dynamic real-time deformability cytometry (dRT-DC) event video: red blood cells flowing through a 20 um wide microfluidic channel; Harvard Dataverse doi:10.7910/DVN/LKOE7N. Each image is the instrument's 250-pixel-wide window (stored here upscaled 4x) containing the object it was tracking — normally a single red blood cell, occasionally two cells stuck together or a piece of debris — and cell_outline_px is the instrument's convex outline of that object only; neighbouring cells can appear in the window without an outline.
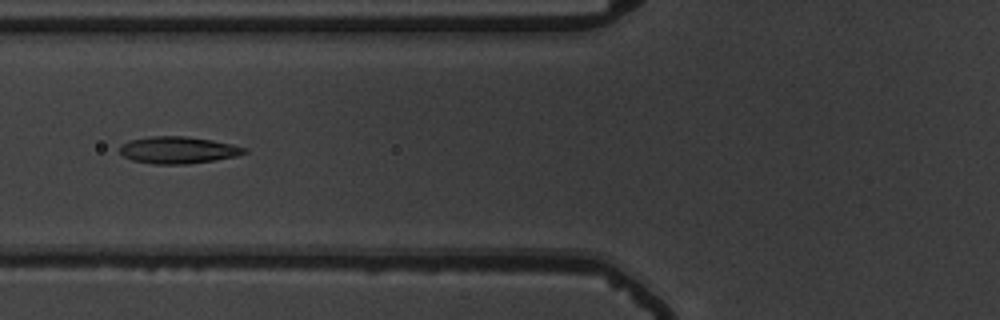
{"species": "common noctule bat (a hibernating species)", "species_latin": "Nyctalus noctula", "temperature_condition": "warm", "stored_images_in_passage": 43, "camera_frame_rate_fps": 3000, "um_per_image_px": 0.085, "animal": {"sex": "male", "body_mass_g": 19.5, "forearm_length_mm": 54.6}, "frame": {"image": 1, "passage_image": 10, "time_ms": 3.0, "image_size_px": [1000, 320], "cell_outline_px": [[248, 152], [236, 156], [188, 164], [152, 164], [132, 160], [124, 156], [120, 152], [120, 144], [128, 140], [152, 136], [184, 136], [212, 140], [232, 144], [248, 148]], "centroid_in_image_um": [15.12, 12.75], "position_along_channel_um": 110.7, "area_um2": 19.59}}
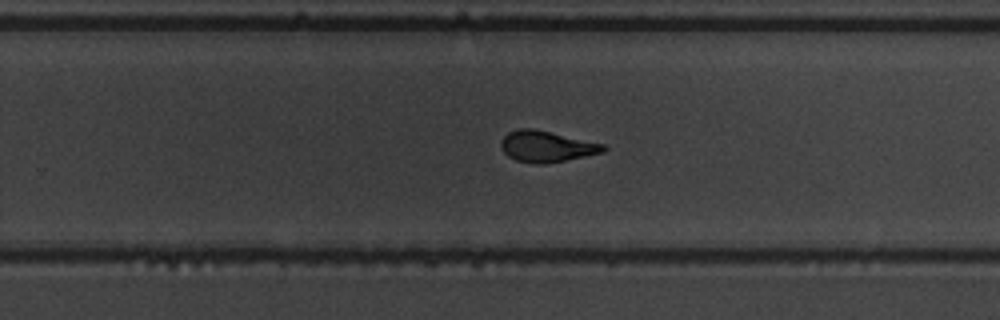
{"frame": {"image": 2, "passage_image": 24, "time_ms": 7.667, "image_size_px": [1000, 320], "cell_outline_px": [[608, 148], [604, 152], [544, 164], [536, 164], [516, 160], [508, 156], [504, 152], [500, 144], [500, 140], [508, 132], [520, 128], [532, 128], [604, 144]], "centroid_in_image_um": [46.43, 12.44], "position_along_channel_um": 283.4, "area_um2": 18.38}}
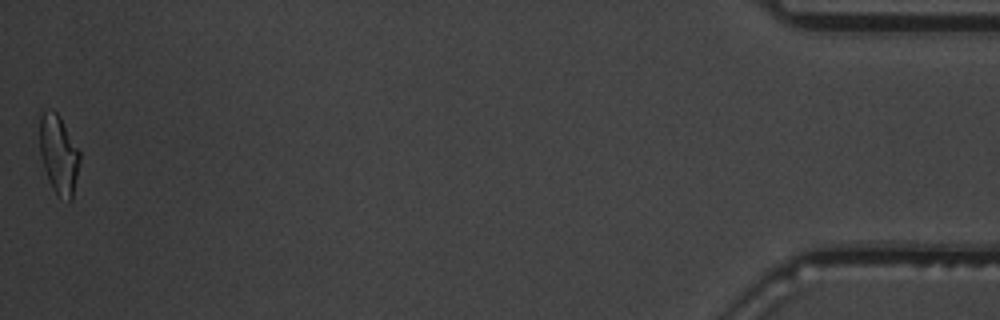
{"frame": {"image": 3, "passage_image": 43, "time_ms": 14.0, "image_size_px": [1000, 320], "cell_outline_px": [[80, 160], [72, 200], [68, 204], [52, 188], [44, 168], [40, 156], [40, 116], [44, 112], [56, 112], [60, 116], [80, 152]], "centroid_in_image_um": [5.0, 13.18], "position_along_channel_um": 430.2, "area_um2": 18.21}, "authors_computed_cell_mechanics": {"area_um2": 18.9006, "velocity_mm_per_s": 3.7035, "shape_relaxation_time_tau1_ms": 5.6868, "shape_relaxation_time_tau2_ms": 1.6603, "deformation_change_tau1": 0.1897, "deformation_change_tau2": 0.0936}}